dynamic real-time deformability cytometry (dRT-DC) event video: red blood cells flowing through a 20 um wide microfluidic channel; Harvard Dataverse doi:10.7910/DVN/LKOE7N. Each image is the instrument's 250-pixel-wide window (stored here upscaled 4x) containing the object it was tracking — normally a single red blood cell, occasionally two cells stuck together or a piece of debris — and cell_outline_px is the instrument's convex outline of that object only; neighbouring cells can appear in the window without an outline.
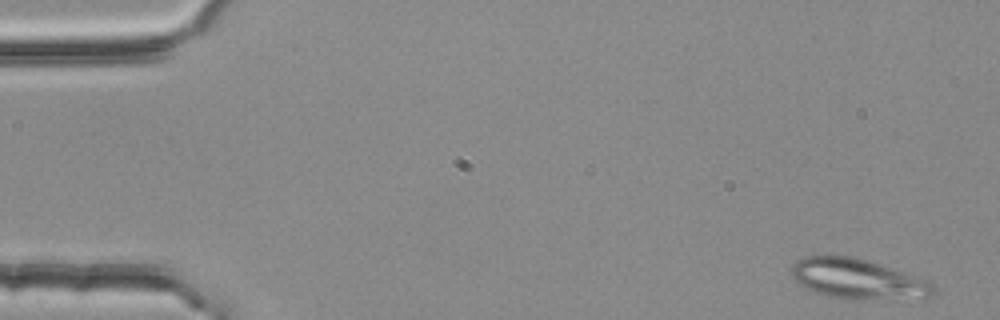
{"species": "common noctule bat (a hibernating species)", "species_latin": "Nyctalus noctula", "temperature_condition": "room temperature", "stored_images_in_passage": 5, "segment_of_instrument_passage": [1, 2], "camera_frame_rate_fps": 3000, "um_per_image_px": 0.085, "animal": {"sex": "female", "body_mass_g": 25.1}, "frame": {"image": 1, "passage_image": 1, "time_ms": 0.0, "image_size_px": [1000, 320], "cell_outline_px": [[932, 292], [924, 300], [848, 300], [828, 296], [804, 288], [792, 276], [792, 268], [796, 260], [804, 256], [856, 256], [928, 280], [932, 284]], "centroid_in_image_um": [72.94, 23.75], "position_along_channel_um": 12.1, "area_um2": 33.7}}